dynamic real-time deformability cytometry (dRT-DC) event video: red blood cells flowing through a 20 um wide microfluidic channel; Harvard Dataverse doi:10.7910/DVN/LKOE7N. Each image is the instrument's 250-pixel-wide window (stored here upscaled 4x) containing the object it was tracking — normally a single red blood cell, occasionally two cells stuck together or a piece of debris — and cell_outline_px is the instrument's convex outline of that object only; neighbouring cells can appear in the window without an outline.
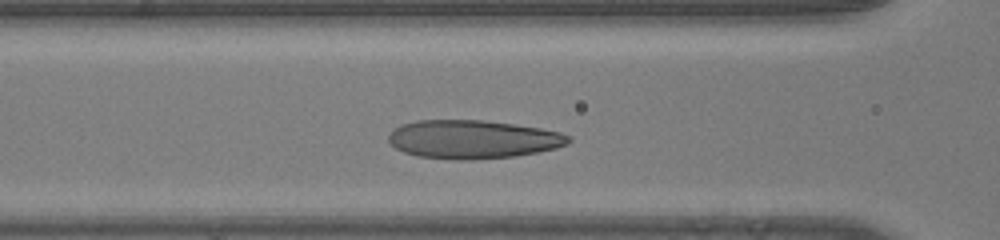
{"species": "human", "species_latin": "Homo sapiens", "temperature_condition": "room temperature", "stored_images_in_passage": 28, "camera_frame_rate_fps": 3000, "um_per_image_px": 0.085, "donor": {"sex": "male"}, "frame": {"image": 1, "passage_image": 7, "time_ms": 2.0, "image_size_px": [1000, 240], "cell_outline_px": [[572, 140], [568, 144], [556, 148], [516, 156], [468, 160], [460, 160], [416, 156], [404, 152], [396, 148], [388, 140], [388, 136], [392, 128], [400, 124], [416, 120], [484, 120], [540, 128], [560, 132], [572, 136]], "centroid_in_image_um": [40.18, 11.84], "position_along_channel_um": 126.4, "area_um2": 40.58}}
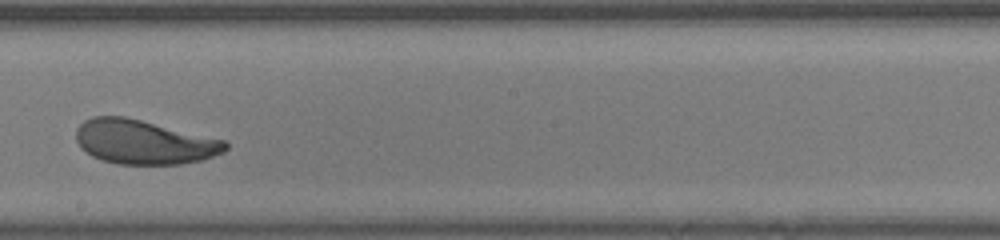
{"frame": {"image": 2, "passage_image": 15, "time_ms": 4.667, "image_size_px": [1000, 240], "cell_outline_px": [[228, 148], [224, 152], [204, 160], [180, 164], [116, 164], [92, 156], [80, 148], [76, 140], [76, 128], [84, 120], [92, 116], [124, 116], [224, 140], [228, 144]], "centroid_in_image_um": [12.21, 12.08], "position_along_channel_um": 236.0, "area_um2": 38.49}}
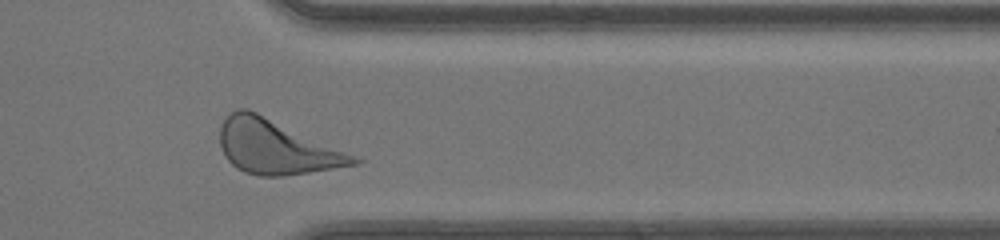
{"frame": {"image": 3, "passage_image": 26, "time_ms": 8.333, "image_size_px": [1000, 240], "cell_outline_px": [[364, 160], [360, 164], [284, 176], [260, 176], [244, 172], [236, 168], [228, 160], [220, 144], [220, 124], [236, 108], [248, 108]], "centroid_in_image_um": [23.46, 12.5], "position_along_channel_um": 387.9, "area_um2": 41.67}, "authors_computed_cell_mechanics": {"area_um2": 38.8994, "velocity_mm_per_s": 4.1212, "shape_relaxation_time_tau1_ms": 1.9195, "shape_relaxation_time_tau2_ms": 1.5345, "deformation_change_tau1": 0.1305, "deformation_change_tau2": 0.0786}}